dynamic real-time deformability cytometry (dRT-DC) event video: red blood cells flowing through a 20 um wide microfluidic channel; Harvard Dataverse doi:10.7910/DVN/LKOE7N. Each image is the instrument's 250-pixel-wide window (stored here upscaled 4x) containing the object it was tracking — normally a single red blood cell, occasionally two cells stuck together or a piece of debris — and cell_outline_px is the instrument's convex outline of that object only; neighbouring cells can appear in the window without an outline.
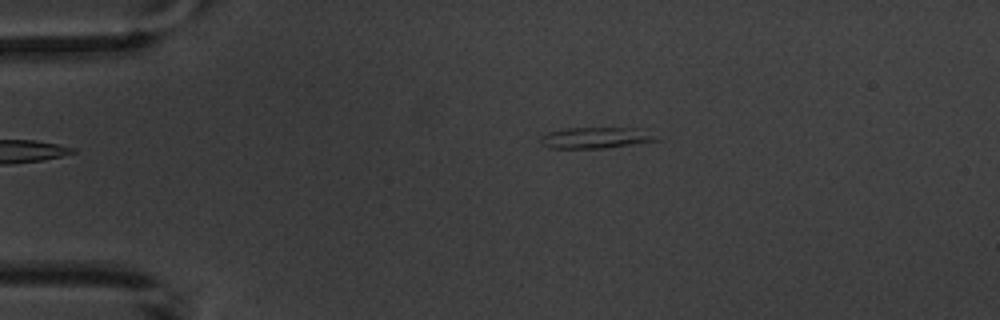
{"species": "common noctule bat (a hibernating species)", "species_latin": "Nyctalus noctula", "temperature_condition": "warm", "stored_images_in_passage": 6, "camera_frame_rate_fps": 3000, "um_per_image_px": 0.085, "animal": {"sex": "male", "body_mass_g": 20.1, "forearm_length_mm": 53.5}, "frame": {"image": 1, "passage_image": 6, "time_ms": 6.333, "image_size_px": [1000, 320], "cell_outline_px": [[660, 140], [604, 148], [552, 148], [544, 144], [540, 140], [540, 136], [548, 132], [564, 128], [636, 128]], "centroid_in_image_um": [50.54, 11.71], "position_along_channel_um": 34.5, "area_um2": 13.81}}